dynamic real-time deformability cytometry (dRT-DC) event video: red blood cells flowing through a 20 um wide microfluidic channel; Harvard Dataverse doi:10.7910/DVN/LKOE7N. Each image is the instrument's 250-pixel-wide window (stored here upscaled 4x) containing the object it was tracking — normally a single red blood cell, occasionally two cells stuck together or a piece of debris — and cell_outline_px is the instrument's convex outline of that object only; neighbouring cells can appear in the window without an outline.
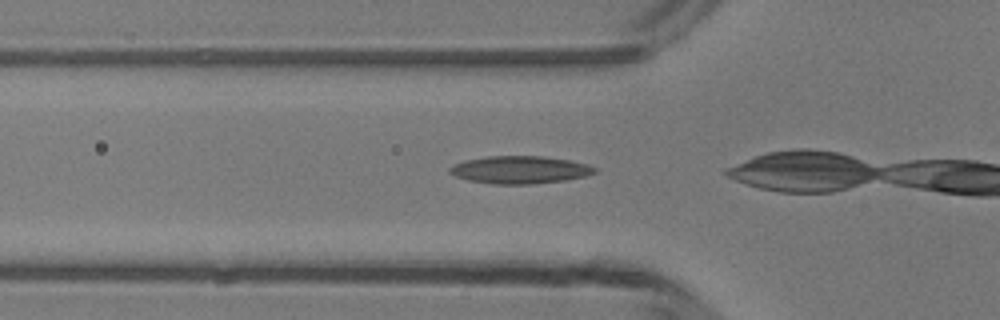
{"species": "common noctule bat (a hibernating species)", "species_latin": "Nyctalus noctula", "temperature_condition": "room temperature", "stored_images_in_passage": 3, "camera_frame_rate_fps": 3000, "um_per_image_px": 0.085, "animal": {"sex": "male", "body_mass_g": 13.3}, "frame": {"image": 1, "passage_image": 2, "time_ms": 0.333, "image_size_px": [1000, 320], "cell_outline_px": [[596, 172], [584, 176], [564, 180], [532, 184], [492, 184], [468, 180], [456, 176], [448, 172], [448, 168], [464, 160], [488, 156], [544, 156], [568, 160], [588, 164], [596, 168]], "centroid_in_image_um": [44.17, 14.43], "position_along_channel_um": 81.6, "area_um2": 23.24}}